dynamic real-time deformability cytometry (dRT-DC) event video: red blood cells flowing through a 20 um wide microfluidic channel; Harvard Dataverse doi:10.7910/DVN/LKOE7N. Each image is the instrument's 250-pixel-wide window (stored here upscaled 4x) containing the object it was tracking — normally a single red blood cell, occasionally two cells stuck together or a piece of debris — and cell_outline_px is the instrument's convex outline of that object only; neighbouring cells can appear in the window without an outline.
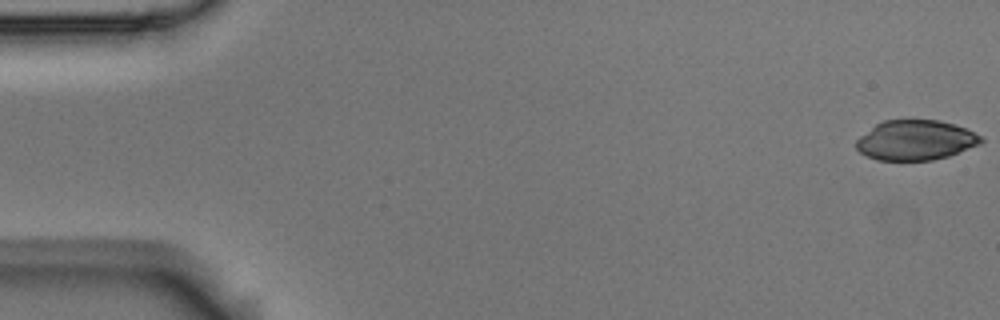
{"species": "Egyptian fruit bat (a non-hibernating species)", "species_latin": "Rousettus aegyptiacus", "temperature_condition": "room temperature", "stored_images_in_passage": 6, "camera_frame_rate_fps": 3000, "um_per_image_px": 0.085, "animal": {"sex": "male"}, "frame": {"image": 1, "passage_image": 1, "time_ms": 0.0, "image_size_px": [1000, 320], "cell_outline_px": [[984, 140], [980, 144], [948, 156], [932, 160], [876, 160], [860, 152], [856, 148], [856, 140], [860, 136], [876, 124], [884, 120], [940, 120], [956, 124], [980, 136]], "centroid_in_image_um": [77.81, 11.91], "position_along_channel_um": 7.2, "area_um2": 28.9}}
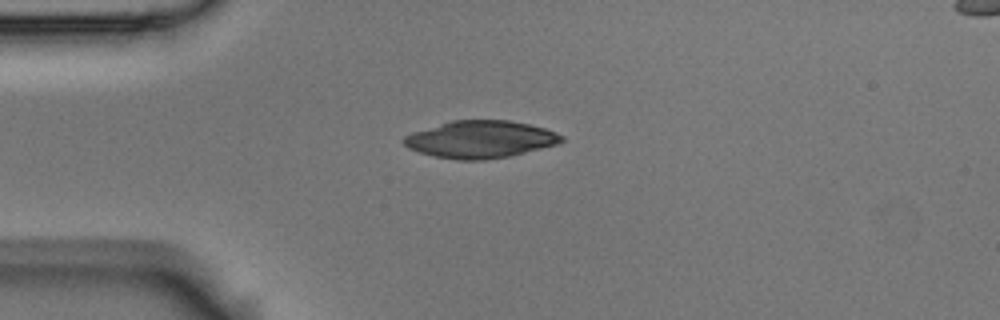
{"frame": {"image": 2, "passage_image": 4, "time_ms": 1.0, "image_size_px": [1000, 320], "cell_outline_px": [[564, 140], [556, 144], [508, 156], [480, 160], [460, 160], [436, 156], [420, 152], [408, 148], [400, 140], [404, 136], [412, 132], [452, 120], [508, 120], [528, 124], [544, 128], [556, 132], [564, 136]], "centroid_in_image_um": [40.8, 11.83], "position_along_channel_um": 44.2, "area_um2": 33.93}}